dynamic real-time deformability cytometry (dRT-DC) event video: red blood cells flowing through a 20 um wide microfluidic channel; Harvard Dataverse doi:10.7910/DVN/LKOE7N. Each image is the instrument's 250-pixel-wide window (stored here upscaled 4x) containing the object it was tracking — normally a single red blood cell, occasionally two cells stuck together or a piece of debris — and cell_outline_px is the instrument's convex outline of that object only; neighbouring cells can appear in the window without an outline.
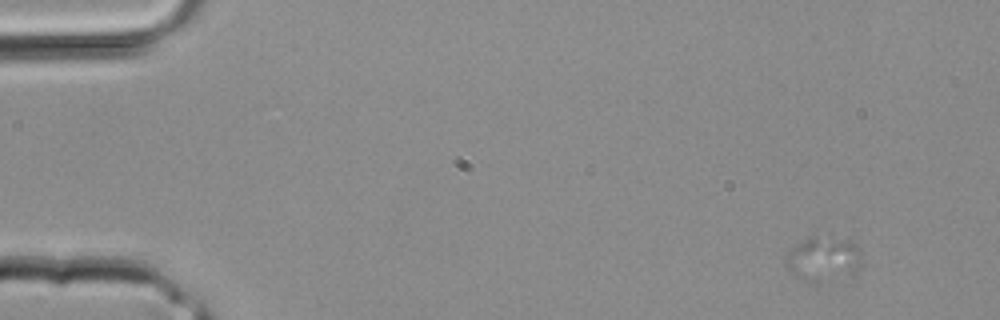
{"species": "common noctule bat (a hibernating species)", "species_latin": "Nyctalus noctula", "temperature_condition": "room temperature", "stored_images_in_passage": 5, "camera_frame_rate_fps": 3000, "um_per_image_px": 0.085, "animal": {"sex": "male", "body_mass_g": 20.4}, "frame": {"image": 1, "passage_image": 1, "time_ms": 0.0, "image_size_px": [1000, 320], "cell_outline_px": [[860, 264], [856, 272], [852, 272], [788, 264], [784, 260], [784, 256], [792, 248], [812, 232], [852, 240], [860, 248]], "centroid_in_image_um": [70.16, 21.53], "position_along_channel_um": 14.8, "area_um2": 15.55}}
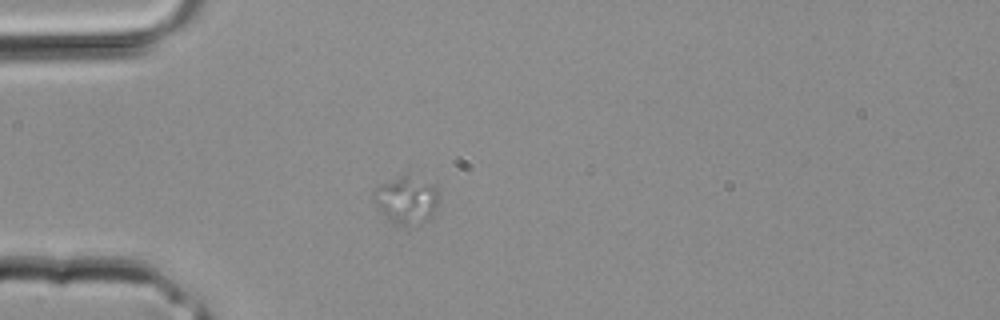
{"frame": {"image": 2, "passage_image": 3, "time_ms": 0.667, "image_size_px": [1000, 320], "cell_outline_px": [[440, 204], [416, 228], [400, 224], [392, 220], [380, 212], [376, 208], [372, 200], [372, 188], [404, 172], [436, 184], [440, 192]], "centroid_in_image_um": [34.55, 16.93], "position_along_channel_um": 50.4, "area_um2": 18.9}}
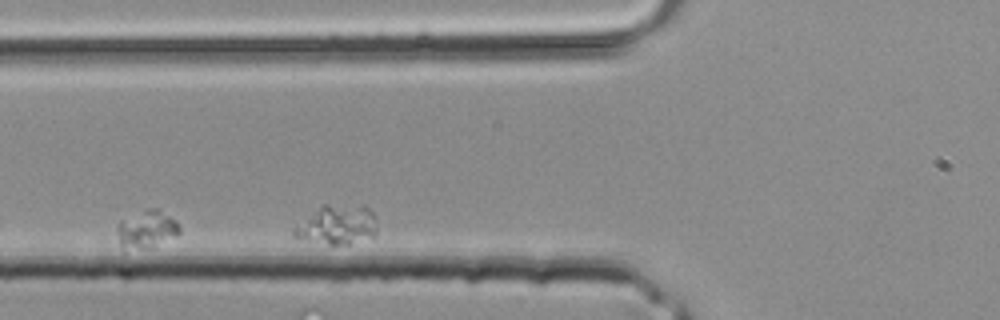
{"frame": {"image": 3, "passage_image": 5, "time_ms": 1.333, "image_size_px": [1000, 320], "cell_outline_px": [[180, 232], [176, 236], [124, 256], [120, 256], [116, 232], [116, 228], [120, 220], [148, 208], [156, 208], [176, 220], [180, 228]], "centroid_in_image_um": [12.32, 19.59], "position_along_channel_um": 113.5, "area_um2": 14.45}}